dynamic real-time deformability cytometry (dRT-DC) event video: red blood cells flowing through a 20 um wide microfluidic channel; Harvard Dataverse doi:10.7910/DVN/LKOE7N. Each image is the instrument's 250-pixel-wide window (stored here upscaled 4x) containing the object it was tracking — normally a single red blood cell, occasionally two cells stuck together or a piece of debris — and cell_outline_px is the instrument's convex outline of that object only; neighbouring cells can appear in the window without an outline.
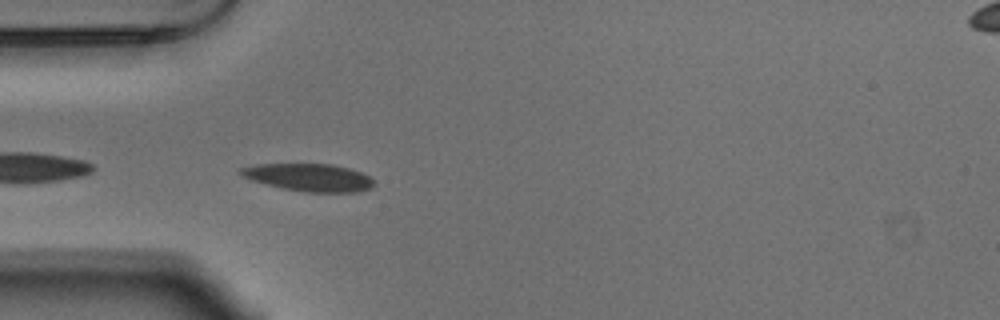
{"species": "Egyptian fruit bat (a non-hibernating species)", "species_latin": "Rousettus aegyptiacus", "temperature_condition": "warm", "stored_images_in_passage": 8, "camera_frame_rate_fps": 3000, "um_per_image_px": 0.085, "animal": {"sex": "male"}, "frame": {"image": 1, "passage_image": 1, "time_ms": 0.0, "image_size_px": [1000, 320], "cell_outline_px": [[376, 184], [372, 188], [356, 192], [304, 192], [284, 188], [252, 180], [236, 172], [240, 168], [256, 164], [332, 164], [348, 168], [360, 172], [368, 176]], "centroid_in_image_um": [26.28, 15.08], "position_along_channel_um": 58.7, "area_um2": 21.27}}
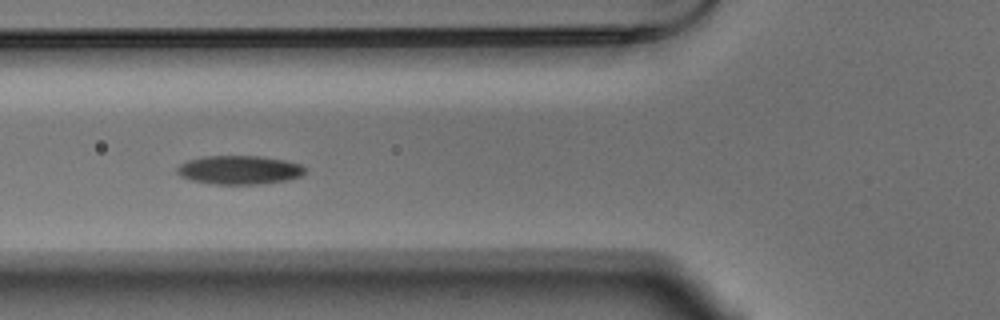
{"frame": {"image": 2, "passage_image": 5, "time_ms": 1.333, "image_size_px": [1000, 320], "cell_outline_px": [[304, 172], [300, 176], [288, 180], [260, 184], [216, 184], [192, 180], [180, 176], [176, 172], [176, 168], [180, 164], [188, 160], [204, 156], [264, 156], [284, 160], [300, 164], [304, 168]], "centroid_in_image_um": [20.32, 14.44], "position_along_channel_um": 105.5, "area_um2": 21.39}}